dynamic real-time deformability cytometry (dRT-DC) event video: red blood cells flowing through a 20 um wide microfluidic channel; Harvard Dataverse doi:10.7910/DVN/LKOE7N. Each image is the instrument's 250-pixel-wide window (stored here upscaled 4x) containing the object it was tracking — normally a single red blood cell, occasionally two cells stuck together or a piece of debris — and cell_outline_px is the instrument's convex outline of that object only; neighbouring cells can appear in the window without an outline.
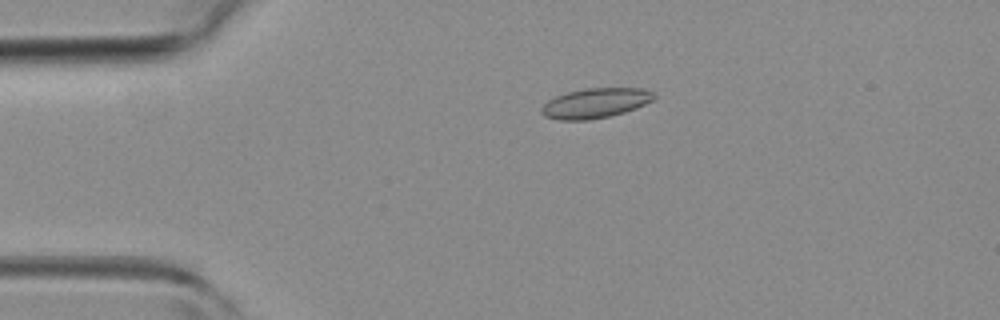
{"species": "common noctule bat (a hibernating species)", "species_latin": "Nyctalus noctula", "temperature_condition": "room temperature", "stored_images_in_passage": 41, "camera_frame_rate_fps": 3000, "um_per_image_px": 0.085, "animal": {"sex": "female", "body_mass_g": 19.3, "forearm_length_mm": 54.1}, "frame": {"image": 1, "passage_image": 5, "time_ms": 1.333, "image_size_px": [1000, 320], "cell_outline_px": [[656, 96], [652, 100], [636, 108], [624, 112], [608, 116], [588, 120], [560, 120], [544, 116], [540, 112], [540, 108], [548, 100], [556, 96], [568, 92], [584, 88], [644, 88], [656, 92]], "centroid_in_image_um": [50.61, 8.75], "position_along_channel_um": 34.4, "area_um2": 19.65}}
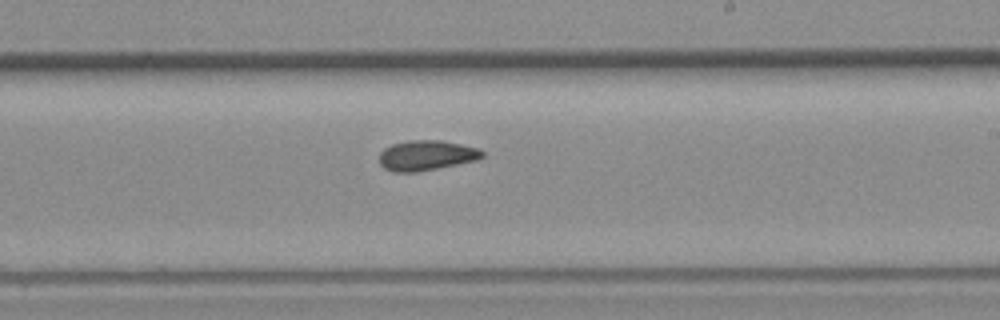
{"frame": {"image": 2, "passage_image": 22, "time_ms": 7.0, "image_size_px": [1000, 320], "cell_outline_px": [[484, 156], [476, 160], [416, 172], [396, 172], [384, 168], [380, 164], [380, 152], [384, 148], [392, 144], [412, 140], [440, 140], [480, 148], [484, 152]], "centroid_in_image_um": [36.25, 13.2], "position_along_channel_um": 252.8, "area_um2": 17.92}}
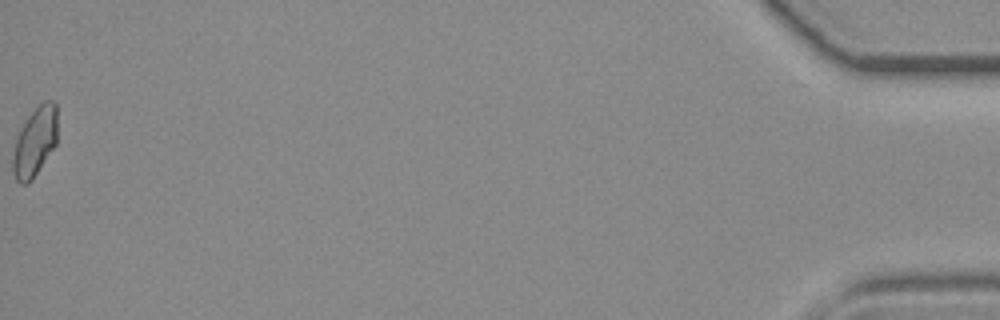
{"frame": {"image": 3, "passage_image": 41, "time_ms": 13.333, "image_size_px": [1000, 320], "cell_outline_px": [[56, 144], [32, 180], [28, 184], [20, 184], [16, 180], [12, 172], [12, 156], [16, 140], [20, 128], [28, 116], [44, 100], [56, 100]], "centroid_in_image_um": [2.95, 12.07], "position_along_channel_um": 432.2, "area_um2": 17.98}}